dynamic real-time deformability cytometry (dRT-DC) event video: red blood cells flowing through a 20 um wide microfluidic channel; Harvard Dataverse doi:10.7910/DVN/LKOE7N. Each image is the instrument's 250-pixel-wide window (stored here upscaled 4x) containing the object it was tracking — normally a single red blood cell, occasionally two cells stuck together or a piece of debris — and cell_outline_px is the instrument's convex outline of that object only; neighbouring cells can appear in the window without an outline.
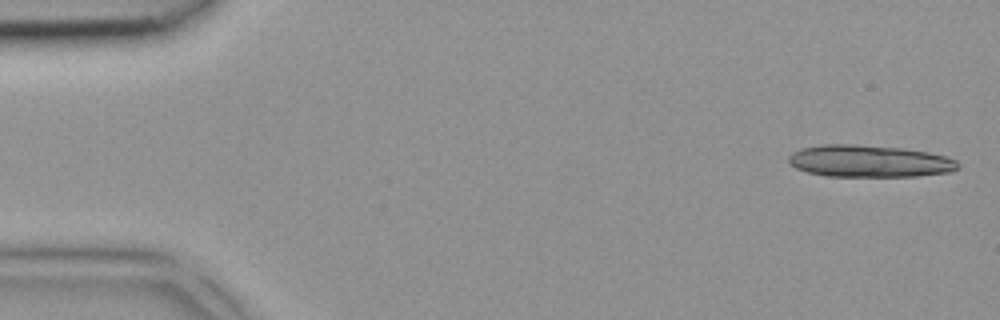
{"species": "common noctule bat (a hibernating species)", "species_latin": "Nyctalus noctula", "temperature_condition": "room temperature", "stored_images_in_passage": 4, "camera_frame_rate_fps": 3000, "um_per_image_px": 0.085, "animal": {"sex": "female", "body_mass_g": 18.4}, "frame": {"image": 1, "passage_image": 1, "time_ms": 0.0, "image_size_px": [1000, 320], "cell_outline_px": [[960, 168], [948, 172], [916, 176], [824, 176], [808, 172], [796, 168], [788, 160], [788, 156], [792, 152], [800, 148], [820, 144], [856, 144], [900, 148], [928, 152], [948, 156], [956, 160], [960, 164]], "centroid_in_image_um": [73.89, 13.69], "position_along_channel_um": 11.1, "area_um2": 31.79}}